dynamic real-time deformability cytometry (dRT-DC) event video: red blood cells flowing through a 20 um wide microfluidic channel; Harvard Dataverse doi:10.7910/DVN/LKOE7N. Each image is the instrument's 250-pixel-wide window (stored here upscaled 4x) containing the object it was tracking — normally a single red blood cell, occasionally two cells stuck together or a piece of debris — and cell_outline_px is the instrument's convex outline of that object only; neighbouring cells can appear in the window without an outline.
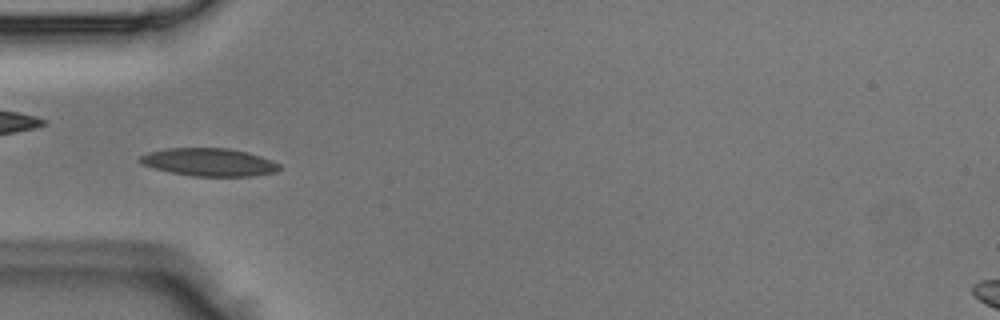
{"species": "Egyptian fruit bat (a non-hibernating species)", "species_latin": "Rousettus aegyptiacus", "temperature_condition": "room temperature", "stored_images_in_passage": 4, "camera_frame_rate_fps": 3000, "um_per_image_px": 0.085, "animal": {"sex": "male"}, "frame": {"image": 1, "passage_image": 3, "time_ms": 0.667, "image_size_px": [1000, 320], "cell_outline_px": [[284, 168], [276, 172], [252, 176], [192, 176], [168, 172], [152, 168], [140, 164], [136, 160], [136, 156], [148, 152], [168, 148], [228, 148], [248, 152], [272, 160], [280, 164]], "centroid_in_image_um": [17.73, 13.78], "position_along_channel_um": 67.3, "area_um2": 23.12}}
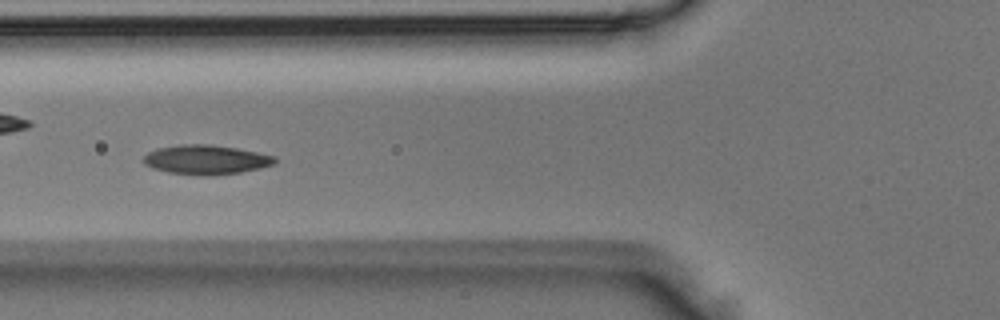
{"frame": {"image": 2, "passage_image": 4, "time_ms": 1.0, "image_size_px": [1000, 320], "cell_outline_px": [[276, 164], [260, 168], [240, 172], [208, 176], [168, 172], [152, 168], [144, 164], [140, 160], [148, 152], [156, 148], [180, 144], [212, 144], [236, 148], [276, 156]], "centroid_in_image_um": [17.48, 13.56], "position_along_channel_um": 108.3, "area_um2": 22.66}}